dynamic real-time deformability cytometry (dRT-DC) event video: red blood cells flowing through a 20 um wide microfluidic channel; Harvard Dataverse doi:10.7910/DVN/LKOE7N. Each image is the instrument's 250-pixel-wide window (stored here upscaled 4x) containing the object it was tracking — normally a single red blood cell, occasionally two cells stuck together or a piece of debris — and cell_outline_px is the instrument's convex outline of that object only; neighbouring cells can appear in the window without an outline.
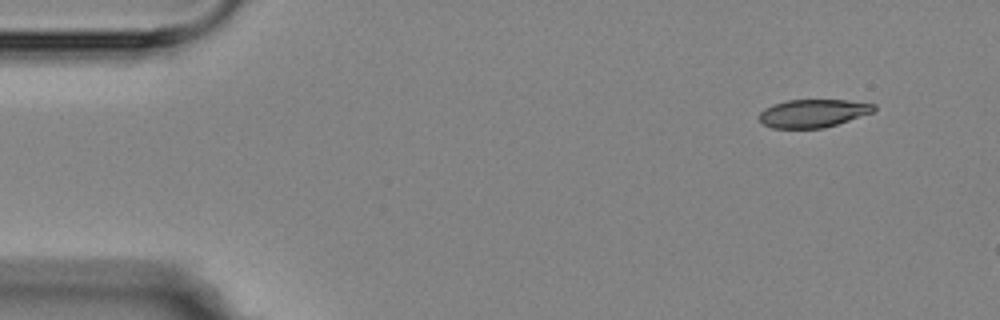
{"species": "Egyptian fruit bat (a non-hibernating species)", "species_latin": "Rousettus aegyptiacus", "temperature_condition": "room temperature", "stored_images_in_passage": 3, "camera_frame_rate_fps": 3000, "um_per_image_px": 0.085, "animal": {"sex": "female"}, "frame": {"image": 1, "passage_image": 1, "time_ms": 0.0, "image_size_px": [1000, 320], "cell_outline_px": [[876, 108], [872, 112], [824, 128], [772, 128], [764, 124], [756, 116], [764, 108], [772, 104], [788, 100], [848, 100], [876, 104]], "centroid_in_image_um": [69.07, 9.62], "position_along_channel_um": 15.9, "area_um2": 18.73}}